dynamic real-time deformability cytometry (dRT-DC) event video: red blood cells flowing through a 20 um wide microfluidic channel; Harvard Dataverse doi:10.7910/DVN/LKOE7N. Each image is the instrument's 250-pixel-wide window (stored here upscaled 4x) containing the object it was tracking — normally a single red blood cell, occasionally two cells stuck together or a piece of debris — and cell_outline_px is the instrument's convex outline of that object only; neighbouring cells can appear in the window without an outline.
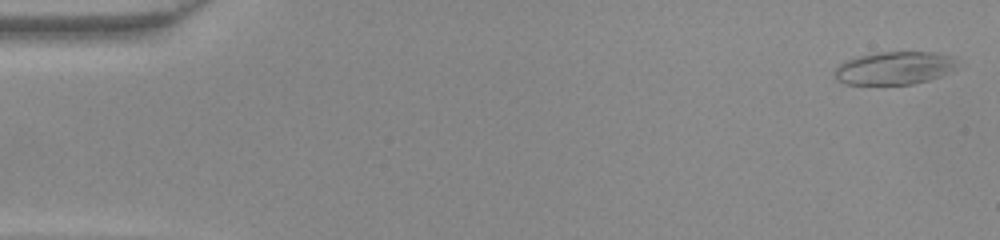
{"species": "common noctule bat (a hibernating species)", "species_latin": "Nyctalus noctula", "temperature_condition": "warm", "stored_images_in_passage": 49, "camera_frame_rate_fps": 3000, "um_per_image_px": 0.085, "animal": {"sex": "female", "body_mass_g": 22.0, "forearm_length_mm": 56.7}, "frame": {"image": 1, "passage_image": 2, "time_ms": 0.333, "image_size_px": [1000, 240], "cell_outline_px": [[960, 60], [948, 72], [940, 76], [928, 80], [912, 84], [844, 84], [836, 80], [832, 72], [836, 64], [844, 60], [876, 52], [936, 52], [952, 56]], "centroid_in_image_um": [75.95, 5.78], "position_along_channel_um": 9.0, "area_um2": 23.81}}
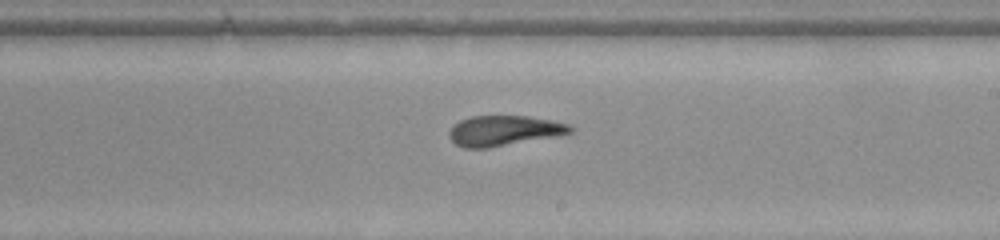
{"frame": {"image": 2, "passage_image": 29, "time_ms": 9.333, "image_size_px": [1000, 240], "cell_outline_px": [[572, 132], [552, 136], [488, 148], [464, 148], [456, 144], [448, 136], [448, 132], [460, 120], [472, 116], [528, 116], [552, 120], [568, 124], [572, 128]], "centroid_in_image_um": [42.79, 11.1], "position_along_channel_um": 246.2, "area_um2": 20.92}}
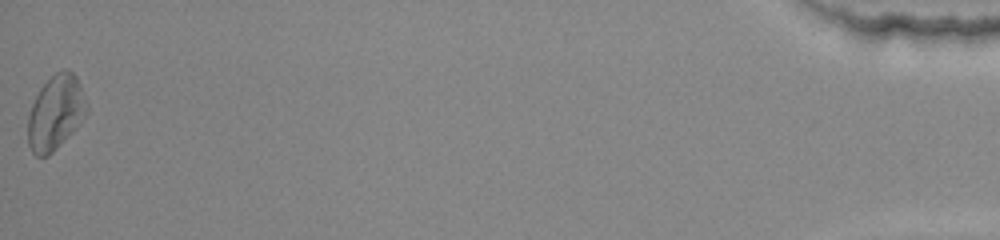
{"frame": {"image": 3, "passage_image": 49, "time_ms": 16.0, "image_size_px": [1000, 240], "cell_outline_px": [[88, 112], [76, 128], [48, 156], [36, 156], [32, 152], [28, 144], [28, 116], [32, 104], [40, 88], [56, 72], [68, 68], [76, 76], [80, 84], [88, 108]], "centroid_in_image_um": [4.73, 9.57], "position_along_channel_um": 430.5, "area_um2": 25.32}}